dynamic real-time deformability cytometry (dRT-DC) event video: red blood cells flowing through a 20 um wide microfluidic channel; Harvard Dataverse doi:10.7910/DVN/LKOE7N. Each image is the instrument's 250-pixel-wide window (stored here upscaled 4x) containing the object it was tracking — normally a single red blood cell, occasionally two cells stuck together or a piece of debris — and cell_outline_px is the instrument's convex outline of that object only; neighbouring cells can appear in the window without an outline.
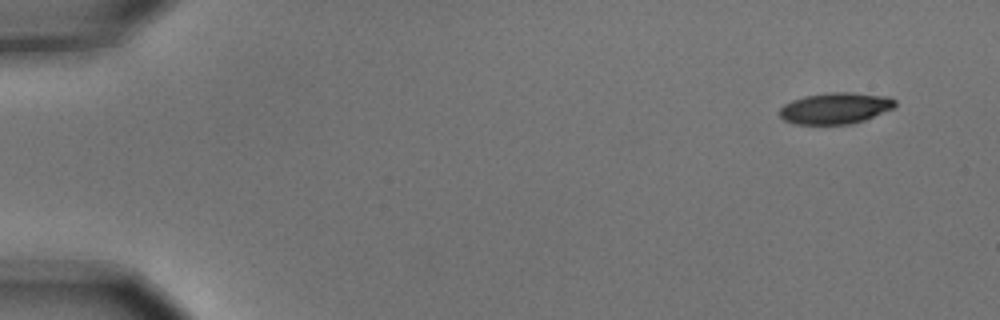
{"species": "common noctule bat (a hibernating species)", "species_latin": "Nyctalus noctula", "temperature_condition": "cold", "stored_images_in_passage": 6, "camera_frame_rate_fps": 3000, "um_per_image_px": 0.085, "animal": {"sex": "male", "body_mass_g": 15.6}, "frame": {"image": 1, "passage_image": 1, "time_ms": 0.0, "image_size_px": [1000, 320], "cell_outline_px": [[896, 104], [892, 108], [864, 120], [852, 124], [796, 124], [784, 120], [780, 116], [780, 108], [784, 104], [792, 100], [804, 96], [828, 92], [852, 92], [888, 96], [896, 100]], "centroid_in_image_um": [71.0, 9.19], "position_along_channel_um": 14.0, "area_um2": 21.04}}
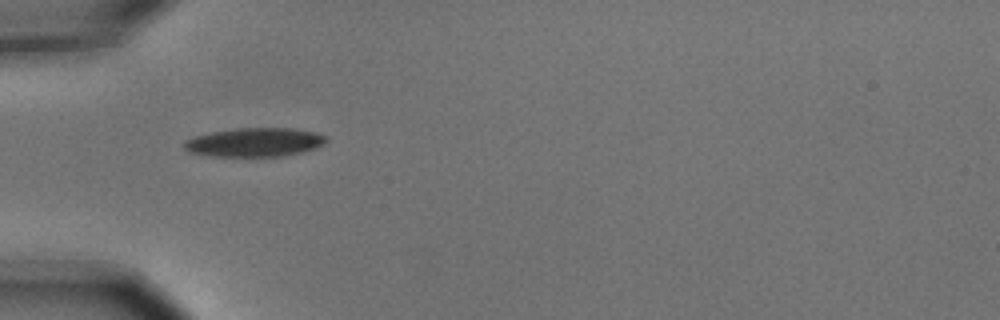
{"frame": {"image": 2, "passage_image": 5, "time_ms": 1.333, "image_size_px": [1000, 320], "cell_outline_px": [[328, 140], [324, 144], [316, 148], [284, 156], [212, 156], [188, 152], [184, 148], [184, 140], [192, 136], [212, 132], [236, 128], [292, 128], [312, 132], [324, 136]], "centroid_in_image_um": [21.6, 12.09], "position_along_channel_um": 63.4, "area_um2": 23.81}}
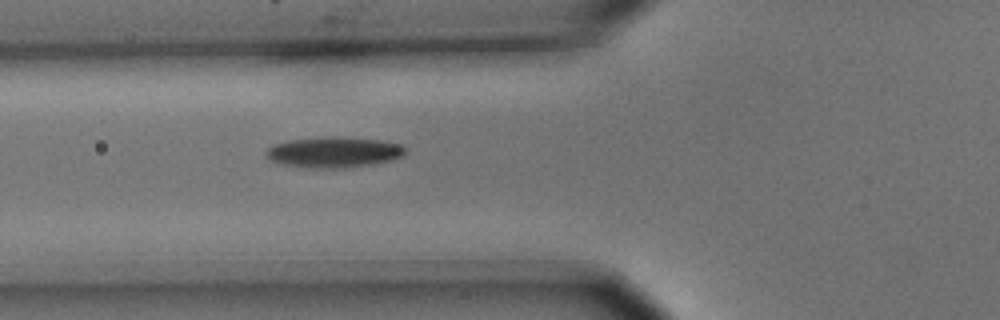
{"frame": {"image": 3, "passage_image": 6, "time_ms": 1.667, "image_size_px": [1000, 320], "cell_outline_px": [[408, 152], [404, 156], [392, 160], [372, 164], [348, 168], [312, 168], [280, 164], [272, 160], [264, 152], [272, 144], [288, 140], [328, 136], [340, 136], [380, 140], [400, 144], [408, 148]], "centroid_in_image_um": [28.42, 12.93], "position_along_channel_um": 97.4, "area_um2": 25.32}}